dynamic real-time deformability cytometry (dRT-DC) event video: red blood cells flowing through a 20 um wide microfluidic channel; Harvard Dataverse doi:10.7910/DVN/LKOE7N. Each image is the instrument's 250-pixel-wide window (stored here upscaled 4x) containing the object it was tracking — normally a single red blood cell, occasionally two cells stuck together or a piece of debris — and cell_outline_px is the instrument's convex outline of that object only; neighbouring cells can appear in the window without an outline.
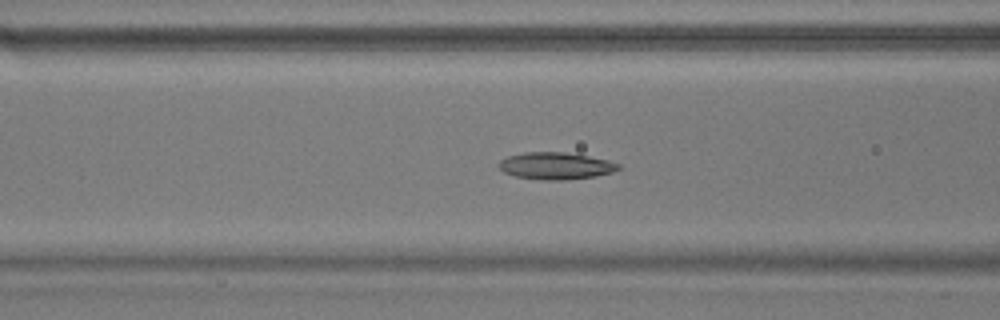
{"species": "common noctule bat (a hibernating species)", "species_latin": "Nyctalus noctula", "temperature_condition": "warm", "stored_images_in_passage": 54, "camera_frame_rate_fps": 3000, "um_per_image_px": 0.085, "animal": {"sex": "male", "body_mass_g": 17.9}, "frame": {"image": 1, "passage_image": 21, "time_ms": 6.667, "image_size_px": [1000, 320], "cell_outline_px": [[620, 168], [612, 172], [596, 176], [568, 180], [544, 180], [516, 176], [504, 172], [496, 164], [500, 160], [508, 156], [524, 152], [564, 152], [588, 156], [608, 160], [620, 164]], "centroid_in_image_um": [47.23, 14.1], "position_along_channel_um": 119.4, "area_um2": 18.84}}
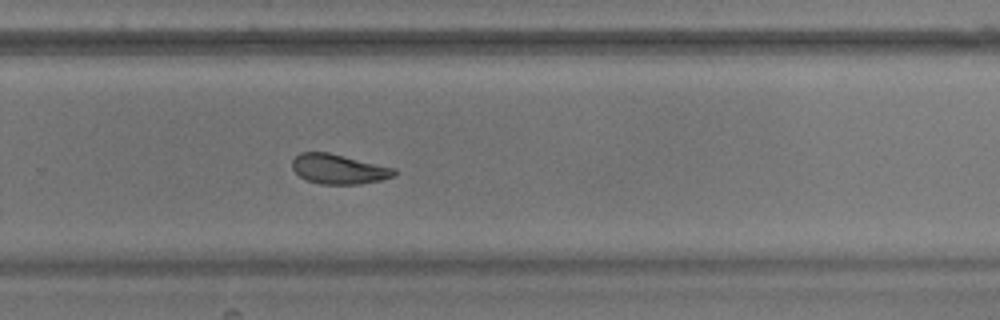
{"frame": {"image": 2, "passage_image": 36, "time_ms": 11.667, "image_size_px": [1000, 320], "cell_outline_px": [[396, 172], [392, 176], [380, 180], [360, 184], [320, 184], [308, 180], [300, 176], [292, 168], [292, 160], [300, 152], [328, 152], [396, 168]], "centroid_in_image_um": [28.78, 14.36], "position_along_channel_um": 301.0, "area_um2": 17.57}}
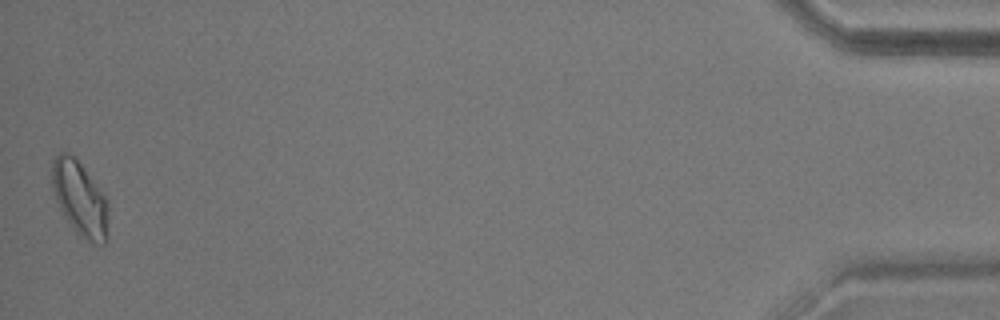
{"frame": {"image": 3, "passage_image": 54, "time_ms": 17.667, "image_size_px": [1000, 320], "cell_outline_px": [[108, 216], [104, 244], [100, 244], [88, 240], [80, 236], [76, 232], [64, 216], [56, 200], [52, 188], [52, 164], [56, 156], [60, 152], [68, 152], [80, 164], [104, 192], [108, 200]], "centroid_in_image_um": [6.79, 16.86], "position_along_channel_um": 428.4, "area_um2": 24.16}, "authors_computed_cell_mechanics": {"area_um2": 18.9006, "velocity_mm_per_s": 3.6404, "shape_relaxation_time_tau1_ms": 3.5036, "shape_relaxation_time_tau2_ms": 5.8851, "deformation_change_tau1": 0.1239, "deformation_change_tau2": 0.0972}}